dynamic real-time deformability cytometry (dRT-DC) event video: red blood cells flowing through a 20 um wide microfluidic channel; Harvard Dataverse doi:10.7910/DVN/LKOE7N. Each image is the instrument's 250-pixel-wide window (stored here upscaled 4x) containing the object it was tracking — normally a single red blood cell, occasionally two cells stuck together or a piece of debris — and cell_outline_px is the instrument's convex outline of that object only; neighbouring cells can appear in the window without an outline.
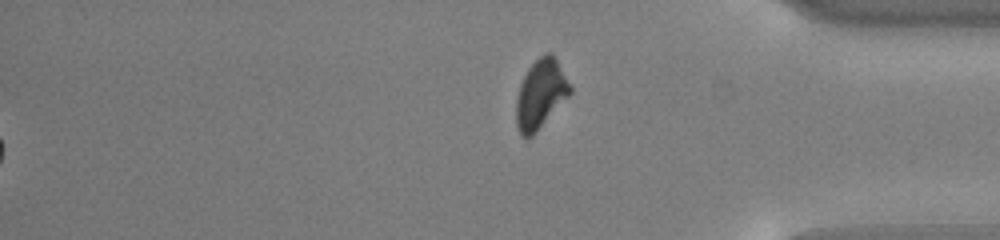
{"species": "common noctule bat (a hibernating species)", "species_latin": "Nyctalus noctula", "temperature_condition": "cold", "stored_images_in_passage": 57, "segment_of_instrument_passage": [2, 2], "camera_frame_rate_fps": 3000, "um_per_image_px": 0.085, "animal": {"sex": "male", "body_mass_g": 13.0, "forearm_length_mm": 53.1}, "frame": {"image": 1, "passage_image": 57, "time_ms": 18.667, "image_size_px": [1000, 240], "cell_outline_px": [[572, 92], [532, 136], [520, 136], [516, 128], [516, 100], [520, 84], [528, 68], [544, 52], [552, 52], [572, 88]], "centroid_in_image_um": [45.93, 7.99], "position_along_channel_um": 389.3, "area_um2": 21.44}}